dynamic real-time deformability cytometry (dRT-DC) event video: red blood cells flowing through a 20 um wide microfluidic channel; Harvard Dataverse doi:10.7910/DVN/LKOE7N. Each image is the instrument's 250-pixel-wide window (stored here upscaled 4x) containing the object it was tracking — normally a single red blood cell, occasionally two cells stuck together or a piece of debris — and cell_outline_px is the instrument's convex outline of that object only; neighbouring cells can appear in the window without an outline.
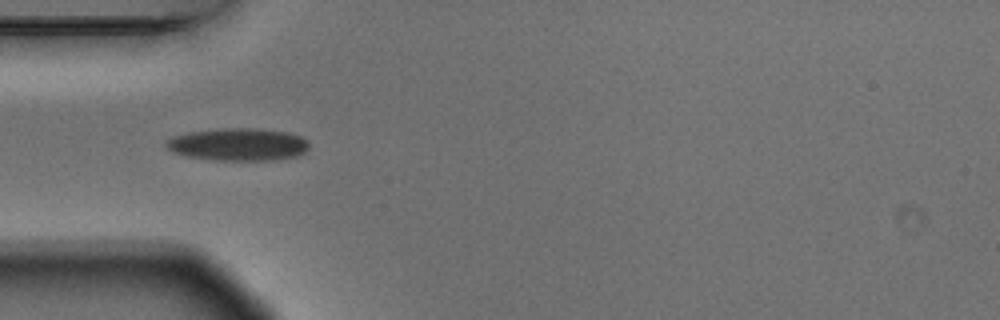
{"species": "Egyptian fruit bat (a non-hibernating species)", "species_latin": "Rousettus aegyptiacus", "temperature_condition": "warm", "stored_images_in_passage": 9, "camera_frame_rate_fps": 3000, "um_per_image_px": 0.085, "animal": {"sex": "male"}, "frame": {"image": 1, "passage_image": 4, "time_ms": 1.0, "image_size_px": [1000, 320], "cell_outline_px": [[308, 148], [300, 156], [272, 160], [216, 160], [188, 156], [172, 152], [164, 144], [172, 136], [188, 132], [220, 128], [252, 128], [288, 132], [300, 136], [308, 140]], "centroid_in_image_um": [20.25, 12.27], "position_along_channel_um": 64.7, "area_um2": 27.17}}
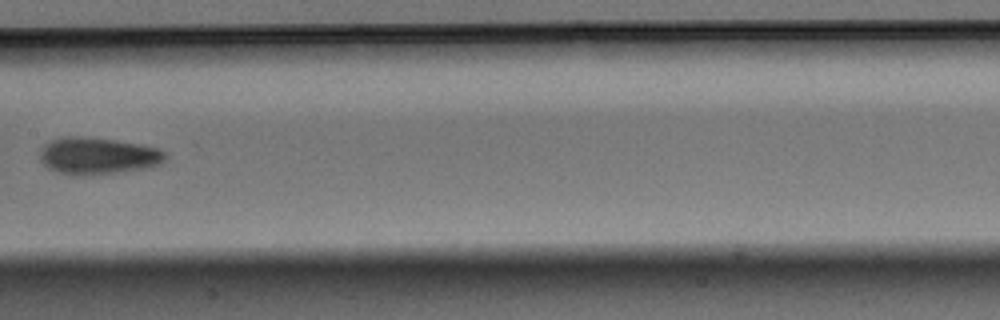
{"frame": {"image": 2, "passage_image": 7, "time_ms": 2.0, "image_size_px": [1000, 320], "cell_outline_px": [[164, 160], [160, 164], [148, 168], [92, 176], [72, 176], [48, 168], [40, 160], [40, 148], [44, 144], [52, 140], [68, 136], [80, 136], [116, 140], [140, 144], [156, 148], [164, 152]], "centroid_in_image_um": [8.28, 13.27], "position_along_channel_um": 199.1, "area_um2": 27.17}}
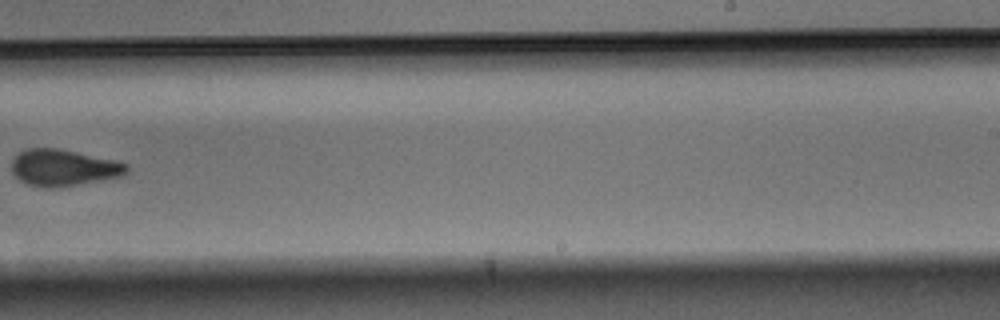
{"frame": {"image": 3, "passage_image": 9, "time_ms": 2.667, "image_size_px": [1000, 320], "cell_outline_px": [[128, 172], [120, 176], [56, 188], [40, 188], [28, 184], [20, 180], [12, 172], [12, 160], [24, 148], [56, 148], [76, 152], [112, 160], [128, 164]], "centroid_in_image_um": [5.35, 14.26], "position_along_channel_um": 283.7, "area_um2": 24.22}}